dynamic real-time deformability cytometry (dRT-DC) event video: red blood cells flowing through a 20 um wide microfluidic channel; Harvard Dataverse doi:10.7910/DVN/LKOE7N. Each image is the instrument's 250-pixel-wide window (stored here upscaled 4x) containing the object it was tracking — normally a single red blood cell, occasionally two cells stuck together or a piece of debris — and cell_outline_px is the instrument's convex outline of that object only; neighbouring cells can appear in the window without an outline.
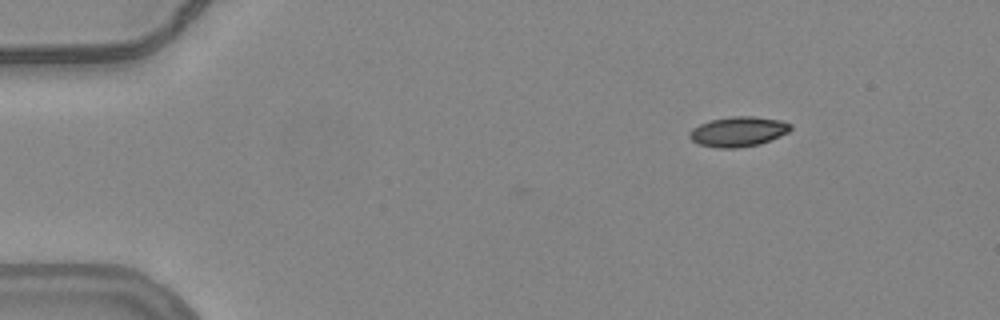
{"species": "common noctule bat (a hibernating species)", "species_latin": "Nyctalus noctula", "temperature_condition": "warm", "stored_images_in_passage": 3, "camera_frame_rate_fps": 3000, "um_per_image_px": 0.085, "animal": {"sex": "female", "body_mass_g": 24.6, "forearm_length_mm": 56.2}, "frame": {"image": 1, "passage_image": 1, "time_ms": 0.0, "image_size_px": [1000, 320], "cell_outline_px": [[792, 128], [788, 132], [780, 136], [760, 144], [736, 148], [720, 148], [700, 144], [692, 140], [688, 136], [688, 132], [692, 128], [700, 124], [712, 120], [732, 116], [752, 116], [780, 120], [792, 124]], "centroid_in_image_um": [62.76, 11.18], "position_along_channel_um": 22.2, "area_um2": 17.57}}